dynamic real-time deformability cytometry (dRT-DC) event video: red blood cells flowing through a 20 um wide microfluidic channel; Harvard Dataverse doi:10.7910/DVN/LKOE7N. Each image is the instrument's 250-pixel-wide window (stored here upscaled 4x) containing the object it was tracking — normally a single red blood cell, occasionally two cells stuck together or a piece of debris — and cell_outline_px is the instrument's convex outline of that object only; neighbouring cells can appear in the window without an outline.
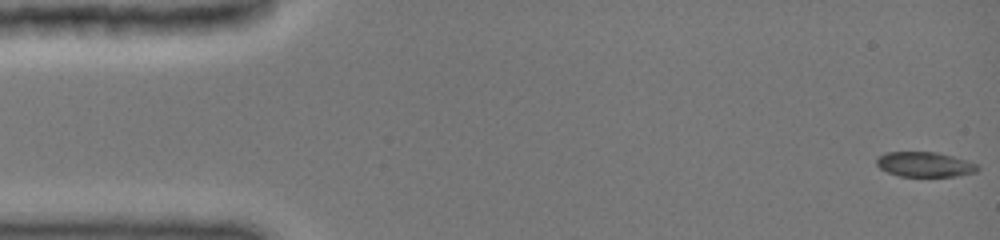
{"species": "common noctule bat (a hibernating species)", "species_latin": "Nyctalus noctula", "temperature_condition": "cold", "stored_images_in_passage": 5, "camera_frame_rate_fps": 3000, "um_per_image_px": 0.085, "animal": {"sex": "female", "body_mass_g": 19.0, "forearm_length_mm": 51.5}, "frame": {"image": 1, "passage_image": 1, "time_ms": 0.0, "image_size_px": [1000, 240], "cell_outline_px": [[980, 168], [976, 172], [956, 176], [900, 176], [888, 172], [880, 168], [876, 164], [876, 160], [880, 156], [888, 152], [936, 152], [952, 156], [976, 164]], "centroid_in_image_um": [78.6, 13.98], "position_along_channel_um": 6.4, "area_um2": 14.45}}
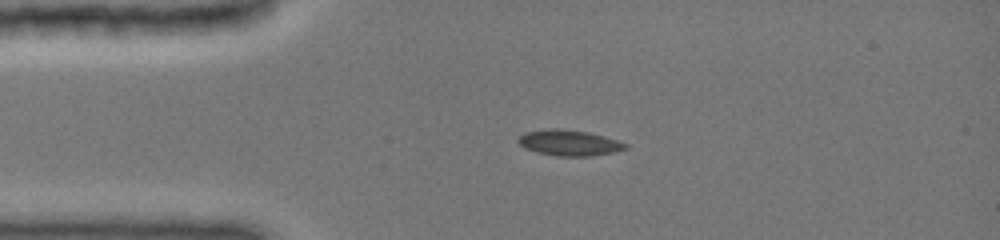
{"frame": {"image": 2, "passage_image": 4, "time_ms": 3.333, "image_size_px": [1000, 240], "cell_outline_px": [[628, 148], [612, 152], [592, 156], [556, 156], [536, 152], [524, 148], [516, 140], [524, 132], [548, 128], [564, 128], [588, 132], [604, 136], [628, 144]], "centroid_in_image_um": [48.34, 12.13], "position_along_channel_um": 36.7, "area_um2": 16.24}}